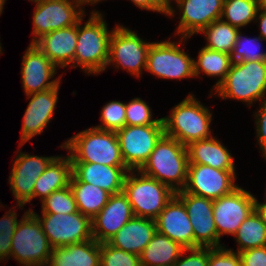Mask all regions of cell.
I'll return each instance as SVG.
<instances>
[{
    "mask_svg": "<svg viewBox=\"0 0 266 266\" xmlns=\"http://www.w3.org/2000/svg\"><path fill=\"white\" fill-rule=\"evenodd\" d=\"M102 12L92 10L87 22L83 17L77 24V45L74 55V68L80 67L90 74H100L107 68L109 43L113 30L109 32Z\"/></svg>",
    "mask_w": 266,
    "mask_h": 266,
    "instance_id": "obj_1",
    "label": "cell"
},
{
    "mask_svg": "<svg viewBox=\"0 0 266 266\" xmlns=\"http://www.w3.org/2000/svg\"><path fill=\"white\" fill-rule=\"evenodd\" d=\"M188 165L187 147L164 134L139 171L167 185L176 193L186 185Z\"/></svg>",
    "mask_w": 266,
    "mask_h": 266,
    "instance_id": "obj_2",
    "label": "cell"
},
{
    "mask_svg": "<svg viewBox=\"0 0 266 266\" xmlns=\"http://www.w3.org/2000/svg\"><path fill=\"white\" fill-rule=\"evenodd\" d=\"M212 113L193 94L175 105L170 115L162 117L164 134L184 146L212 137Z\"/></svg>",
    "mask_w": 266,
    "mask_h": 266,
    "instance_id": "obj_3",
    "label": "cell"
},
{
    "mask_svg": "<svg viewBox=\"0 0 266 266\" xmlns=\"http://www.w3.org/2000/svg\"><path fill=\"white\" fill-rule=\"evenodd\" d=\"M60 148L69 151L71 162L125 166L116 133L113 131L90 127L69 138Z\"/></svg>",
    "mask_w": 266,
    "mask_h": 266,
    "instance_id": "obj_4",
    "label": "cell"
},
{
    "mask_svg": "<svg viewBox=\"0 0 266 266\" xmlns=\"http://www.w3.org/2000/svg\"><path fill=\"white\" fill-rule=\"evenodd\" d=\"M214 91L224 100L231 98L248 106L261 102L266 99V60L233 62Z\"/></svg>",
    "mask_w": 266,
    "mask_h": 266,
    "instance_id": "obj_5",
    "label": "cell"
},
{
    "mask_svg": "<svg viewBox=\"0 0 266 266\" xmlns=\"http://www.w3.org/2000/svg\"><path fill=\"white\" fill-rule=\"evenodd\" d=\"M123 193L130 202L134 215L155 220L176 194L170 187L142 174L129 170L124 181Z\"/></svg>",
    "mask_w": 266,
    "mask_h": 266,
    "instance_id": "obj_6",
    "label": "cell"
},
{
    "mask_svg": "<svg viewBox=\"0 0 266 266\" xmlns=\"http://www.w3.org/2000/svg\"><path fill=\"white\" fill-rule=\"evenodd\" d=\"M52 249L40 221L28 209L12 237L10 257L21 266L47 264Z\"/></svg>",
    "mask_w": 266,
    "mask_h": 266,
    "instance_id": "obj_7",
    "label": "cell"
},
{
    "mask_svg": "<svg viewBox=\"0 0 266 266\" xmlns=\"http://www.w3.org/2000/svg\"><path fill=\"white\" fill-rule=\"evenodd\" d=\"M151 44L142 40L137 32L117 24L110 37L107 67L115 65V68L124 69L130 75L141 78L142 71L146 70Z\"/></svg>",
    "mask_w": 266,
    "mask_h": 266,
    "instance_id": "obj_8",
    "label": "cell"
},
{
    "mask_svg": "<svg viewBox=\"0 0 266 266\" xmlns=\"http://www.w3.org/2000/svg\"><path fill=\"white\" fill-rule=\"evenodd\" d=\"M152 42L147 55L146 71L160 79H184L195 77L193 60L187 52L180 48L182 41ZM181 42V44H180Z\"/></svg>",
    "mask_w": 266,
    "mask_h": 266,
    "instance_id": "obj_9",
    "label": "cell"
},
{
    "mask_svg": "<svg viewBox=\"0 0 266 266\" xmlns=\"http://www.w3.org/2000/svg\"><path fill=\"white\" fill-rule=\"evenodd\" d=\"M38 218L50 245L62 247L93 239L91 219L80 211L71 214L41 213L42 217L29 208Z\"/></svg>",
    "mask_w": 266,
    "mask_h": 266,
    "instance_id": "obj_10",
    "label": "cell"
},
{
    "mask_svg": "<svg viewBox=\"0 0 266 266\" xmlns=\"http://www.w3.org/2000/svg\"><path fill=\"white\" fill-rule=\"evenodd\" d=\"M33 39L34 43L44 34L78 24L86 15L76 0H38L34 2Z\"/></svg>",
    "mask_w": 266,
    "mask_h": 266,
    "instance_id": "obj_11",
    "label": "cell"
},
{
    "mask_svg": "<svg viewBox=\"0 0 266 266\" xmlns=\"http://www.w3.org/2000/svg\"><path fill=\"white\" fill-rule=\"evenodd\" d=\"M115 133L125 166L129 170H139L164 135V126L126 125Z\"/></svg>",
    "mask_w": 266,
    "mask_h": 266,
    "instance_id": "obj_12",
    "label": "cell"
},
{
    "mask_svg": "<svg viewBox=\"0 0 266 266\" xmlns=\"http://www.w3.org/2000/svg\"><path fill=\"white\" fill-rule=\"evenodd\" d=\"M235 170H220L203 164H189L184 192L216 200L238 187Z\"/></svg>",
    "mask_w": 266,
    "mask_h": 266,
    "instance_id": "obj_13",
    "label": "cell"
},
{
    "mask_svg": "<svg viewBox=\"0 0 266 266\" xmlns=\"http://www.w3.org/2000/svg\"><path fill=\"white\" fill-rule=\"evenodd\" d=\"M172 1L176 3L181 17L175 34L185 38L200 33L213 21L219 20L224 3V0H170L168 17L175 14Z\"/></svg>",
    "mask_w": 266,
    "mask_h": 266,
    "instance_id": "obj_14",
    "label": "cell"
},
{
    "mask_svg": "<svg viewBox=\"0 0 266 266\" xmlns=\"http://www.w3.org/2000/svg\"><path fill=\"white\" fill-rule=\"evenodd\" d=\"M254 195L238 186L231 193L213 200V216L218 237L234 235L254 210Z\"/></svg>",
    "mask_w": 266,
    "mask_h": 266,
    "instance_id": "obj_15",
    "label": "cell"
},
{
    "mask_svg": "<svg viewBox=\"0 0 266 266\" xmlns=\"http://www.w3.org/2000/svg\"><path fill=\"white\" fill-rule=\"evenodd\" d=\"M9 176V185L17 206L21 209L33 200V188L36 180L45 171L56 156H35L18 150Z\"/></svg>",
    "mask_w": 266,
    "mask_h": 266,
    "instance_id": "obj_16",
    "label": "cell"
},
{
    "mask_svg": "<svg viewBox=\"0 0 266 266\" xmlns=\"http://www.w3.org/2000/svg\"><path fill=\"white\" fill-rule=\"evenodd\" d=\"M184 204L192 223L195 247H222L213 216V200L186 193L175 194Z\"/></svg>",
    "mask_w": 266,
    "mask_h": 266,
    "instance_id": "obj_17",
    "label": "cell"
},
{
    "mask_svg": "<svg viewBox=\"0 0 266 266\" xmlns=\"http://www.w3.org/2000/svg\"><path fill=\"white\" fill-rule=\"evenodd\" d=\"M21 66V81L25 95L47 91L61 82V75L51 79L56 75L57 67L34 43H30L27 47Z\"/></svg>",
    "mask_w": 266,
    "mask_h": 266,
    "instance_id": "obj_18",
    "label": "cell"
},
{
    "mask_svg": "<svg viewBox=\"0 0 266 266\" xmlns=\"http://www.w3.org/2000/svg\"><path fill=\"white\" fill-rule=\"evenodd\" d=\"M60 83L52 89L44 92L26 95L31 99L23 115L21 129V140L19 148L31 140L35 135L42 134L53 118L56 104L58 103V93Z\"/></svg>",
    "mask_w": 266,
    "mask_h": 266,
    "instance_id": "obj_19",
    "label": "cell"
},
{
    "mask_svg": "<svg viewBox=\"0 0 266 266\" xmlns=\"http://www.w3.org/2000/svg\"><path fill=\"white\" fill-rule=\"evenodd\" d=\"M134 216L123 192L110 195L107 204L91 220L93 239L98 243L107 242Z\"/></svg>",
    "mask_w": 266,
    "mask_h": 266,
    "instance_id": "obj_20",
    "label": "cell"
},
{
    "mask_svg": "<svg viewBox=\"0 0 266 266\" xmlns=\"http://www.w3.org/2000/svg\"><path fill=\"white\" fill-rule=\"evenodd\" d=\"M155 223L157 232L178 242L184 248H194L192 223L183 202L176 195L160 212Z\"/></svg>",
    "mask_w": 266,
    "mask_h": 266,
    "instance_id": "obj_21",
    "label": "cell"
},
{
    "mask_svg": "<svg viewBox=\"0 0 266 266\" xmlns=\"http://www.w3.org/2000/svg\"><path fill=\"white\" fill-rule=\"evenodd\" d=\"M126 166H106L99 163L72 162V177L81 182L93 184L111 195L123 192Z\"/></svg>",
    "mask_w": 266,
    "mask_h": 266,
    "instance_id": "obj_22",
    "label": "cell"
},
{
    "mask_svg": "<svg viewBox=\"0 0 266 266\" xmlns=\"http://www.w3.org/2000/svg\"><path fill=\"white\" fill-rule=\"evenodd\" d=\"M34 44L57 68H74L77 24L44 34Z\"/></svg>",
    "mask_w": 266,
    "mask_h": 266,
    "instance_id": "obj_23",
    "label": "cell"
},
{
    "mask_svg": "<svg viewBox=\"0 0 266 266\" xmlns=\"http://www.w3.org/2000/svg\"><path fill=\"white\" fill-rule=\"evenodd\" d=\"M156 232L155 220L134 216L107 243L140 256Z\"/></svg>",
    "mask_w": 266,
    "mask_h": 266,
    "instance_id": "obj_24",
    "label": "cell"
},
{
    "mask_svg": "<svg viewBox=\"0 0 266 266\" xmlns=\"http://www.w3.org/2000/svg\"><path fill=\"white\" fill-rule=\"evenodd\" d=\"M187 147L189 164H203L220 170H235V159L229 150L212 136L190 143Z\"/></svg>",
    "mask_w": 266,
    "mask_h": 266,
    "instance_id": "obj_25",
    "label": "cell"
},
{
    "mask_svg": "<svg viewBox=\"0 0 266 266\" xmlns=\"http://www.w3.org/2000/svg\"><path fill=\"white\" fill-rule=\"evenodd\" d=\"M49 266H100V243L95 239L52 249Z\"/></svg>",
    "mask_w": 266,
    "mask_h": 266,
    "instance_id": "obj_26",
    "label": "cell"
},
{
    "mask_svg": "<svg viewBox=\"0 0 266 266\" xmlns=\"http://www.w3.org/2000/svg\"><path fill=\"white\" fill-rule=\"evenodd\" d=\"M72 176L71 157L56 156L47 166L45 171L36 180L33 188V199L40 197L43 201L54 191L66 188Z\"/></svg>",
    "mask_w": 266,
    "mask_h": 266,
    "instance_id": "obj_27",
    "label": "cell"
},
{
    "mask_svg": "<svg viewBox=\"0 0 266 266\" xmlns=\"http://www.w3.org/2000/svg\"><path fill=\"white\" fill-rule=\"evenodd\" d=\"M185 248L156 232L140 255L141 266H173Z\"/></svg>",
    "mask_w": 266,
    "mask_h": 266,
    "instance_id": "obj_28",
    "label": "cell"
},
{
    "mask_svg": "<svg viewBox=\"0 0 266 266\" xmlns=\"http://www.w3.org/2000/svg\"><path fill=\"white\" fill-rule=\"evenodd\" d=\"M70 188L73 192L77 209L91 220L107 204L110 193L93 184L70 178Z\"/></svg>",
    "mask_w": 266,
    "mask_h": 266,
    "instance_id": "obj_29",
    "label": "cell"
},
{
    "mask_svg": "<svg viewBox=\"0 0 266 266\" xmlns=\"http://www.w3.org/2000/svg\"><path fill=\"white\" fill-rule=\"evenodd\" d=\"M231 54L215 51L202 47L198 53V59L193 60L194 75L199 77L200 73L211 77H219L211 91H213L226 77L232 65Z\"/></svg>",
    "mask_w": 266,
    "mask_h": 266,
    "instance_id": "obj_30",
    "label": "cell"
},
{
    "mask_svg": "<svg viewBox=\"0 0 266 266\" xmlns=\"http://www.w3.org/2000/svg\"><path fill=\"white\" fill-rule=\"evenodd\" d=\"M238 246L236 252L266 246V225L253 210L233 235Z\"/></svg>",
    "mask_w": 266,
    "mask_h": 266,
    "instance_id": "obj_31",
    "label": "cell"
},
{
    "mask_svg": "<svg viewBox=\"0 0 266 266\" xmlns=\"http://www.w3.org/2000/svg\"><path fill=\"white\" fill-rule=\"evenodd\" d=\"M240 30L219 19L213 21L200 33L204 34L207 40L204 47L231 54Z\"/></svg>",
    "mask_w": 266,
    "mask_h": 266,
    "instance_id": "obj_32",
    "label": "cell"
},
{
    "mask_svg": "<svg viewBox=\"0 0 266 266\" xmlns=\"http://www.w3.org/2000/svg\"><path fill=\"white\" fill-rule=\"evenodd\" d=\"M258 0H224L220 19L238 29L255 21Z\"/></svg>",
    "mask_w": 266,
    "mask_h": 266,
    "instance_id": "obj_33",
    "label": "cell"
},
{
    "mask_svg": "<svg viewBox=\"0 0 266 266\" xmlns=\"http://www.w3.org/2000/svg\"><path fill=\"white\" fill-rule=\"evenodd\" d=\"M263 41L264 39L260 36L248 38L247 36H243L242 32L239 31L237 40L231 53L232 62L266 60V51H260L262 48L261 43Z\"/></svg>",
    "mask_w": 266,
    "mask_h": 266,
    "instance_id": "obj_34",
    "label": "cell"
},
{
    "mask_svg": "<svg viewBox=\"0 0 266 266\" xmlns=\"http://www.w3.org/2000/svg\"><path fill=\"white\" fill-rule=\"evenodd\" d=\"M41 204L42 213L71 214L78 211L70 185L66 188L54 191L41 201Z\"/></svg>",
    "mask_w": 266,
    "mask_h": 266,
    "instance_id": "obj_35",
    "label": "cell"
},
{
    "mask_svg": "<svg viewBox=\"0 0 266 266\" xmlns=\"http://www.w3.org/2000/svg\"><path fill=\"white\" fill-rule=\"evenodd\" d=\"M101 124L96 128L117 132L126 126V103L121 101H110L105 104L101 111Z\"/></svg>",
    "mask_w": 266,
    "mask_h": 266,
    "instance_id": "obj_36",
    "label": "cell"
},
{
    "mask_svg": "<svg viewBox=\"0 0 266 266\" xmlns=\"http://www.w3.org/2000/svg\"><path fill=\"white\" fill-rule=\"evenodd\" d=\"M152 110L141 98L126 103V125H163L162 118L153 119Z\"/></svg>",
    "mask_w": 266,
    "mask_h": 266,
    "instance_id": "obj_37",
    "label": "cell"
},
{
    "mask_svg": "<svg viewBox=\"0 0 266 266\" xmlns=\"http://www.w3.org/2000/svg\"><path fill=\"white\" fill-rule=\"evenodd\" d=\"M100 266H141L140 256L100 243Z\"/></svg>",
    "mask_w": 266,
    "mask_h": 266,
    "instance_id": "obj_38",
    "label": "cell"
},
{
    "mask_svg": "<svg viewBox=\"0 0 266 266\" xmlns=\"http://www.w3.org/2000/svg\"><path fill=\"white\" fill-rule=\"evenodd\" d=\"M14 207L3 215L0 219V261H6L11 256L12 237L15 233L17 224V214Z\"/></svg>",
    "mask_w": 266,
    "mask_h": 266,
    "instance_id": "obj_39",
    "label": "cell"
},
{
    "mask_svg": "<svg viewBox=\"0 0 266 266\" xmlns=\"http://www.w3.org/2000/svg\"><path fill=\"white\" fill-rule=\"evenodd\" d=\"M208 266H241L239 252L222 247H209Z\"/></svg>",
    "mask_w": 266,
    "mask_h": 266,
    "instance_id": "obj_40",
    "label": "cell"
},
{
    "mask_svg": "<svg viewBox=\"0 0 266 266\" xmlns=\"http://www.w3.org/2000/svg\"><path fill=\"white\" fill-rule=\"evenodd\" d=\"M187 252L190 254L185 256ZM208 261L209 247L185 248L173 266H208Z\"/></svg>",
    "mask_w": 266,
    "mask_h": 266,
    "instance_id": "obj_41",
    "label": "cell"
},
{
    "mask_svg": "<svg viewBox=\"0 0 266 266\" xmlns=\"http://www.w3.org/2000/svg\"><path fill=\"white\" fill-rule=\"evenodd\" d=\"M259 110L253 113L256 125V141L260 147L261 153L266 160V99L260 103Z\"/></svg>",
    "mask_w": 266,
    "mask_h": 266,
    "instance_id": "obj_42",
    "label": "cell"
},
{
    "mask_svg": "<svg viewBox=\"0 0 266 266\" xmlns=\"http://www.w3.org/2000/svg\"><path fill=\"white\" fill-rule=\"evenodd\" d=\"M241 266H266V246L239 252Z\"/></svg>",
    "mask_w": 266,
    "mask_h": 266,
    "instance_id": "obj_43",
    "label": "cell"
},
{
    "mask_svg": "<svg viewBox=\"0 0 266 266\" xmlns=\"http://www.w3.org/2000/svg\"><path fill=\"white\" fill-rule=\"evenodd\" d=\"M140 9L168 14L169 2L167 0H131Z\"/></svg>",
    "mask_w": 266,
    "mask_h": 266,
    "instance_id": "obj_44",
    "label": "cell"
},
{
    "mask_svg": "<svg viewBox=\"0 0 266 266\" xmlns=\"http://www.w3.org/2000/svg\"><path fill=\"white\" fill-rule=\"evenodd\" d=\"M255 22L259 23L258 25L260 27L259 36L262 37L264 40H266V12L262 10H258L254 23Z\"/></svg>",
    "mask_w": 266,
    "mask_h": 266,
    "instance_id": "obj_45",
    "label": "cell"
},
{
    "mask_svg": "<svg viewBox=\"0 0 266 266\" xmlns=\"http://www.w3.org/2000/svg\"><path fill=\"white\" fill-rule=\"evenodd\" d=\"M254 210L259 215L260 219L266 225V202H258L257 198L254 199Z\"/></svg>",
    "mask_w": 266,
    "mask_h": 266,
    "instance_id": "obj_46",
    "label": "cell"
},
{
    "mask_svg": "<svg viewBox=\"0 0 266 266\" xmlns=\"http://www.w3.org/2000/svg\"><path fill=\"white\" fill-rule=\"evenodd\" d=\"M78 3H80L82 6L83 5H96L98 2L102 0H76ZM104 1V0H103Z\"/></svg>",
    "mask_w": 266,
    "mask_h": 266,
    "instance_id": "obj_47",
    "label": "cell"
},
{
    "mask_svg": "<svg viewBox=\"0 0 266 266\" xmlns=\"http://www.w3.org/2000/svg\"><path fill=\"white\" fill-rule=\"evenodd\" d=\"M258 10L266 12V0H258Z\"/></svg>",
    "mask_w": 266,
    "mask_h": 266,
    "instance_id": "obj_48",
    "label": "cell"
},
{
    "mask_svg": "<svg viewBox=\"0 0 266 266\" xmlns=\"http://www.w3.org/2000/svg\"><path fill=\"white\" fill-rule=\"evenodd\" d=\"M6 3V0H0V15L3 12L4 4Z\"/></svg>",
    "mask_w": 266,
    "mask_h": 266,
    "instance_id": "obj_49",
    "label": "cell"
},
{
    "mask_svg": "<svg viewBox=\"0 0 266 266\" xmlns=\"http://www.w3.org/2000/svg\"><path fill=\"white\" fill-rule=\"evenodd\" d=\"M27 266H49V264H40V265H27Z\"/></svg>",
    "mask_w": 266,
    "mask_h": 266,
    "instance_id": "obj_50",
    "label": "cell"
},
{
    "mask_svg": "<svg viewBox=\"0 0 266 266\" xmlns=\"http://www.w3.org/2000/svg\"><path fill=\"white\" fill-rule=\"evenodd\" d=\"M2 49H3V48H2V45H1V43H0V54H2V52H3Z\"/></svg>",
    "mask_w": 266,
    "mask_h": 266,
    "instance_id": "obj_51",
    "label": "cell"
}]
</instances>
